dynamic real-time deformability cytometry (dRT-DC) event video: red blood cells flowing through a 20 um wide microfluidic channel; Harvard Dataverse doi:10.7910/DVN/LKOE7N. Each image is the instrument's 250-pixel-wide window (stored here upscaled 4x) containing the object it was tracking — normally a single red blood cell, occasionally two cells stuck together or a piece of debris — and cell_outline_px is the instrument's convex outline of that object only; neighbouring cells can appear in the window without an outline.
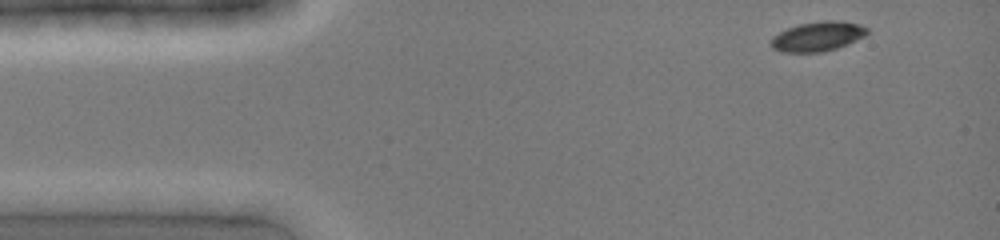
{"species": "common noctule bat (a hibernating species)", "species_latin": "Nyctalus noctula", "temperature_condition": "cold", "stored_images_in_passage": 2, "camera_frame_rate_fps": 3000, "um_per_image_px": 0.085, "animal": {"sex": "female", "body_mass_g": 19.0, "forearm_length_mm": 51.5}, "frame": {"image": 1, "passage_image": 1, "time_ms": 0.0, "image_size_px": [1000, 240], "cell_outline_px": [[868, 32], [864, 36], [856, 40], [836, 48], [824, 52], [780, 52], [772, 48], [768, 44], [772, 36], [788, 28], [800, 24], [824, 20], [832, 20], [860, 24], [868, 28]], "centroid_in_image_um": [69.46, 3.1], "position_along_channel_um": 15.5, "area_um2": 16.59}}